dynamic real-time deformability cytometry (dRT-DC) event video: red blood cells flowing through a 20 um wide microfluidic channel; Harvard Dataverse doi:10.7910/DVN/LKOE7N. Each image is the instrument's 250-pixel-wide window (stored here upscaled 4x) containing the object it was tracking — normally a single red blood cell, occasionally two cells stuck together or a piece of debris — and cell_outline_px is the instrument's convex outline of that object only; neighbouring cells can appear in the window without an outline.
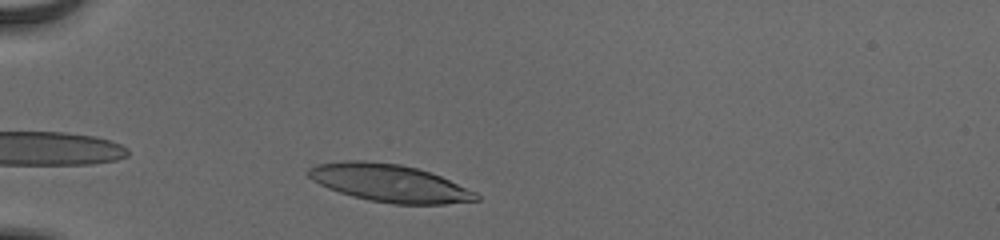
{"species": "human", "species_latin": "Homo sapiens", "temperature_condition": "cold", "stored_images_in_passage": 34, "camera_frame_rate_fps": 3000, "um_per_image_px": 0.085, "donor": {"sex": "male"}, "frame": {"image": 1, "passage_image": 4, "time_ms": 1.0, "image_size_px": [1000, 240], "cell_outline_px": [[480, 200], [444, 204], [392, 204], [368, 200], [352, 196], [328, 188], [312, 180], [308, 176], [308, 168], [316, 164], [344, 160], [368, 160], [400, 164], [432, 172], [476, 192], [480, 196]], "centroid_in_image_um": [33.1, 15.55], "position_along_channel_um": 51.9, "area_um2": 36.93}}
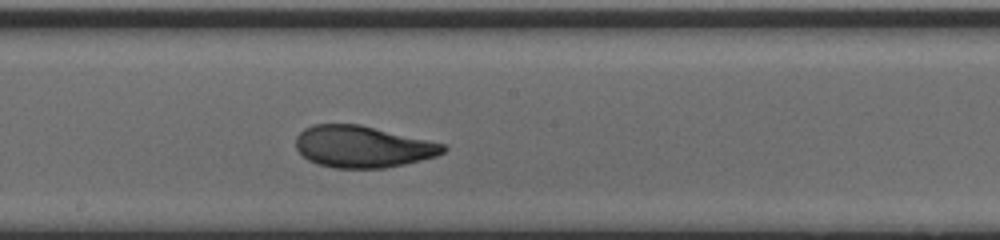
{"frame": {"image": 2, "passage_image": 19, "time_ms": 6.0, "image_size_px": [1000, 240], "cell_outline_px": [[448, 148], [444, 152], [436, 156], [404, 164], [384, 168], [332, 168], [316, 164], [308, 160], [296, 148], [296, 136], [304, 128], [312, 124], [360, 124], [428, 140], [444, 144]], "centroid_in_image_um": [30.8, 12.47], "position_along_channel_um": 217.4, "area_um2": 35.84}}
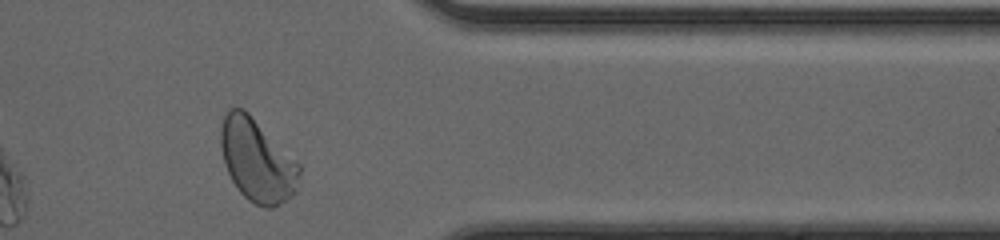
{"frame": {"image": 3, "passage_image": 33, "time_ms": 10.667, "image_size_px": [1000, 240], "cell_outline_px": [[300, 176], [296, 192], [292, 196], [280, 204], [272, 208], [264, 208], [248, 200], [240, 192], [232, 180], [224, 164], [220, 144], [220, 128], [224, 116], [228, 108], [244, 108], [300, 164]], "centroid_in_image_um": [21.85, 13.64], "position_along_channel_um": 389.5, "area_um2": 37.97}, "authors_computed_cell_mechanics": {"area_um2": 36.0961, "velocity_mm_per_s": 3.8658, "shape_relaxation_time_tau1_ms": 3.7861, "shape_relaxation_time_tau2_ms": 1.0955, "deformation_change_tau1": 0.1725, "deformation_change_tau2": 0.0655}}